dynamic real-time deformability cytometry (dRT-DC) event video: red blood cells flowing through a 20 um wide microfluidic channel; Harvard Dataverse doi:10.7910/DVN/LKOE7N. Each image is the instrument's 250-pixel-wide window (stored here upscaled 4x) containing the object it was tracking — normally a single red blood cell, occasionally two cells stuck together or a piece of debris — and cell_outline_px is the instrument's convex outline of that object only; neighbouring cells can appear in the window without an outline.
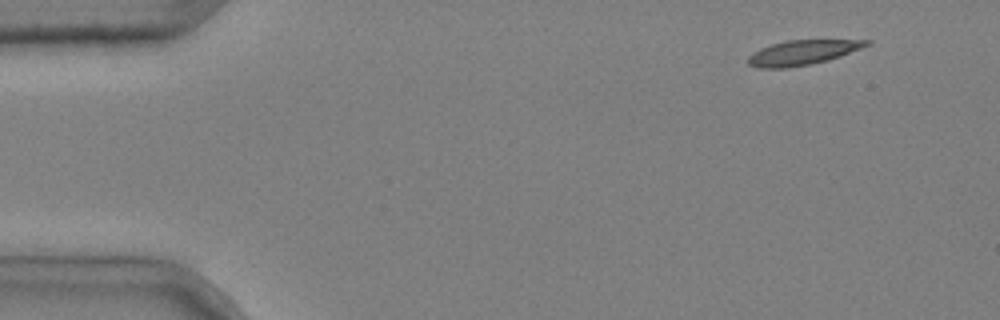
{"species": "common noctule bat (a hibernating species)", "species_latin": "Nyctalus noctula", "temperature_condition": "cold", "stored_images_in_passage": 3, "camera_frame_rate_fps": 3000, "um_per_image_px": 0.085, "animal": {"sex": "male", "body_mass_g": 20.4}, "frame": {"image": 1, "passage_image": 1, "time_ms": 0.0, "image_size_px": [1000, 320], "cell_outline_px": [[872, 44], [840, 56], [828, 60], [812, 64], [784, 68], [756, 68], [748, 64], [748, 56], [760, 48], [772, 44], [788, 40], [872, 40]], "centroid_in_image_um": [68.21, 4.47], "position_along_channel_um": 16.8, "area_um2": 17.05}}
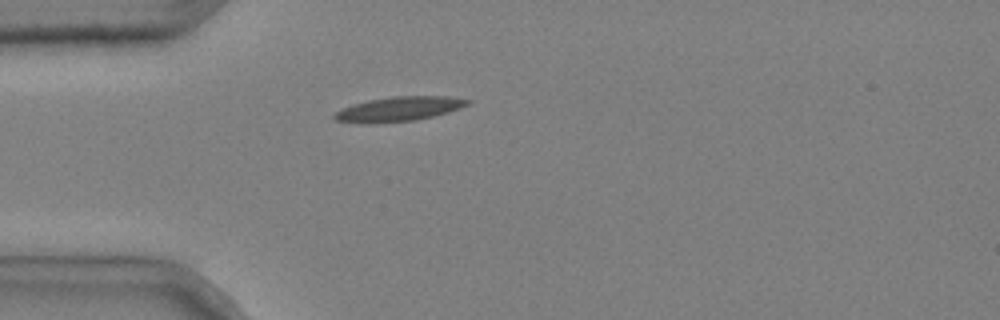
{"frame": {"image": 2, "passage_image": 3, "time_ms": 0.667, "image_size_px": [1000, 320], "cell_outline_px": [[472, 100], [468, 104], [460, 108], [448, 112], [416, 120], [368, 124], [360, 124], [336, 120], [332, 116], [336, 112], [352, 104], [368, 100], [392, 96], [448, 96]], "centroid_in_image_um": [33.88, 9.27], "position_along_channel_um": 51.1, "area_um2": 19.07}}